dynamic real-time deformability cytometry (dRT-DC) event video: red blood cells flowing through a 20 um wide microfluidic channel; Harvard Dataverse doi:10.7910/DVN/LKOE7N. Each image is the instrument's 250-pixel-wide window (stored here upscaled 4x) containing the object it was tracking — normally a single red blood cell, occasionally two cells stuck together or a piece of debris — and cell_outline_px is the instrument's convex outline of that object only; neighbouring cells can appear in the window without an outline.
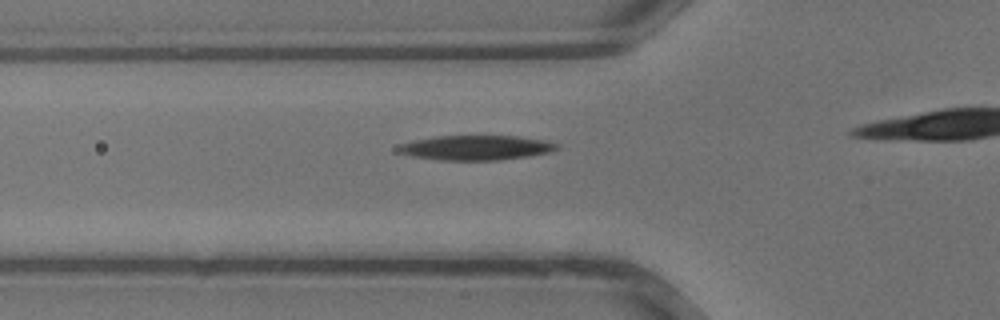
{"species": "common noctule bat (a hibernating species)", "species_latin": "Nyctalus noctula", "temperature_condition": "warm", "stored_images_in_passage": 26, "camera_frame_rate_fps": 3000, "um_per_image_px": 0.085, "animal": {"sex": "male", "body_mass_g": 13.3}, "frame": {"image": 1, "passage_image": 9, "time_ms": 2.667, "image_size_px": [1000, 320], "cell_outline_px": [[560, 148], [548, 152], [528, 156], [500, 160], [436, 160], [412, 156], [400, 152], [396, 148], [400, 144], [412, 140], [436, 136], [516, 136], [548, 140], [560, 144]], "centroid_in_image_um": [40.48, 12.55], "position_along_channel_um": 85.3, "area_um2": 23.0}}
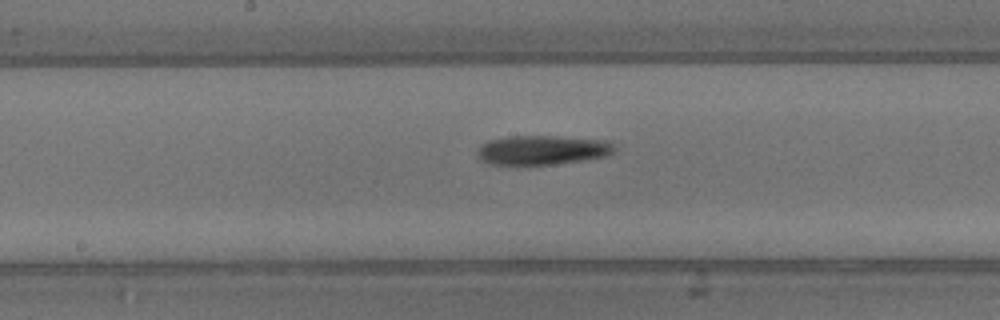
{"frame": {"image": 2, "passage_image": 15, "time_ms": 4.667, "image_size_px": [1000, 320], "cell_outline_px": [[616, 148], [608, 156], [584, 160], [556, 164], [492, 164], [480, 160], [476, 156], [476, 152], [480, 144], [488, 140], [512, 136], [556, 136], [612, 140], [616, 144]], "centroid_in_image_um": [46.14, 12.74], "position_along_channel_um": 202.1, "area_um2": 23.81}}
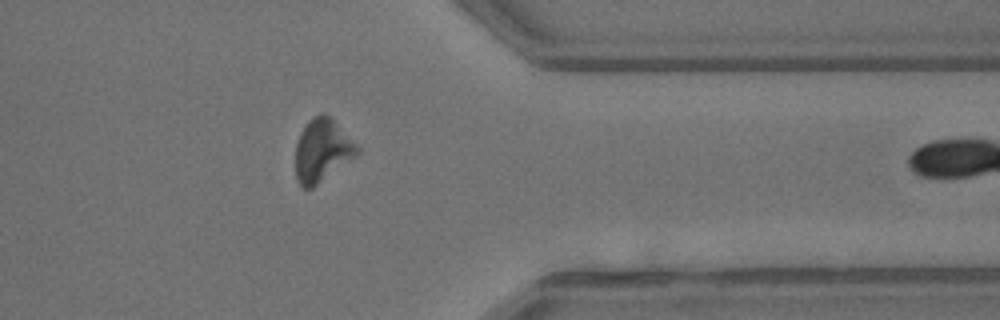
{"frame": {"image": 3, "passage_image": 25, "time_ms": 8.0, "image_size_px": [1000, 320], "cell_outline_px": [[360, 152], [356, 156], [312, 188], [300, 188], [296, 180], [296, 144], [300, 132], [308, 120], [312, 116], [320, 112], [324, 112], [360, 148]], "centroid_in_image_um": [27.35, 12.79], "position_along_channel_um": 384.1, "area_um2": 22.43}}